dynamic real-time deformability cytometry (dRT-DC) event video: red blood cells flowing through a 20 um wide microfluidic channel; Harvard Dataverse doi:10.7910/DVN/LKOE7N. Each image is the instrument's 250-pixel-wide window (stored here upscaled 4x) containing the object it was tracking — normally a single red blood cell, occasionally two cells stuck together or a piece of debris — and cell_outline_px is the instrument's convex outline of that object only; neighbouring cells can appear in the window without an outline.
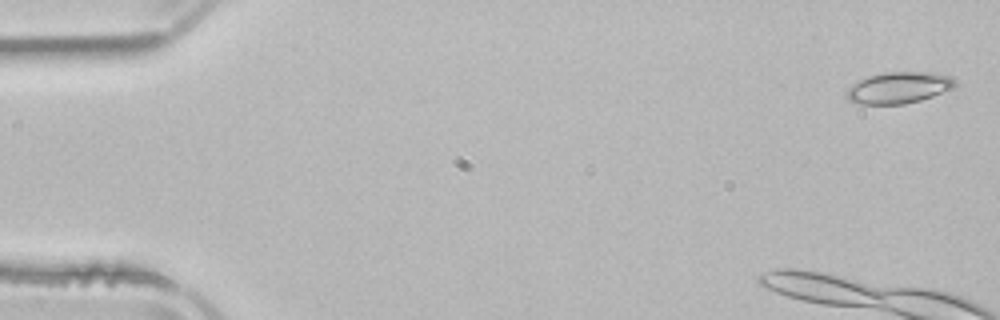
{"species": "common noctule bat (a hibernating species)", "species_latin": "Nyctalus noctula", "temperature_condition": "room temperature", "stored_images_in_passage": 10, "camera_frame_rate_fps": 3000, "um_per_image_px": 0.085, "animal": {"sex": "male", "body_mass_g": 21.5, "forearm_length_mm": 52.0}, "frame": {"image": 1, "passage_image": 2, "time_ms": 0.333, "image_size_px": [1000, 320], "cell_outline_px": [[956, 84], [952, 88], [932, 96], [920, 100], [904, 104], [860, 104], [848, 100], [844, 96], [848, 88], [852, 84], [868, 76], [884, 72], [936, 72], [952, 76]], "centroid_in_image_um": [76.37, 7.45], "position_along_channel_um": 8.6, "area_um2": 19.94}}